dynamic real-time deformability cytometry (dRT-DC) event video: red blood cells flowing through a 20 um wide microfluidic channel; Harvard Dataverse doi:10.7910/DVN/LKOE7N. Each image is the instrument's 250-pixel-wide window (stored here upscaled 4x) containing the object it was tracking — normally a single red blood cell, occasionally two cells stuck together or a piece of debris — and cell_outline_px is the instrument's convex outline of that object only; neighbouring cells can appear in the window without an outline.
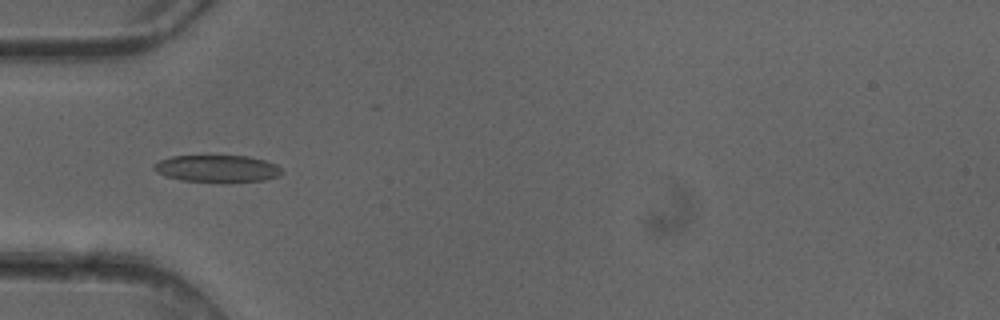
{"species": "common noctule bat (a hibernating species)", "species_latin": "Nyctalus noctula", "temperature_condition": "cold", "stored_images_in_passage": 5, "camera_frame_rate_fps": 3000, "um_per_image_px": 0.085, "animal": {"sex": "female"}, "frame": {"image": 1, "passage_image": 5, "time_ms": 1.333, "image_size_px": [1000, 320], "cell_outline_px": [[280, 176], [264, 180], [224, 184], [220, 184], [180, 180], [164, 176], [156, 172], [152, 168], [160, 160], [172, 156], [248, 156], [264, 160], [276, 164], [280, 168]], "centroid_in_image_um": [18.46, 14.37], "position_along_channel_um": 66.5, "area_um2": 20.69}}